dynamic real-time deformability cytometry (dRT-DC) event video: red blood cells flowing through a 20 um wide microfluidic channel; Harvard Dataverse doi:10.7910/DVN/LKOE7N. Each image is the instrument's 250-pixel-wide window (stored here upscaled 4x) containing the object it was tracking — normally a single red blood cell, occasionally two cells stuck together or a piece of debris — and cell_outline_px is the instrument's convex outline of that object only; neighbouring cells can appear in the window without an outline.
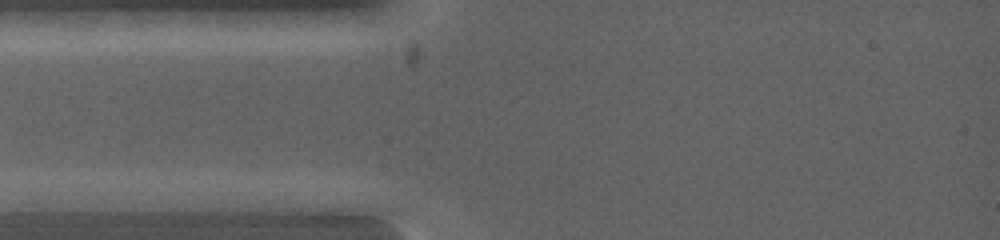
{"species": "common noctule bat (a hibernating species)", "species_latin": "Nyctalus noctula", "temperature_condition": "warm", "stored_images_in_passage": 6, "camera_frame_rate_fps": 5000, "um_per_image_px": 0.085, "animal": {"sex": "female", "body_mass_g": 19.0, "forearm_length_mm": 53.3}, "frame": {"image": 1, "passage_image": 2, "time_ms": 0.4, "image_size_px": [1000, 240], "cell_outline_px": [[132, 200], [96, 212], [16, 212], [16, 200], [32, 192], [100, 192]], "centroid_in_image_um": [5.73, 17.17], "position_along_channel_um": 79.3, "area_um2": 13.81}}